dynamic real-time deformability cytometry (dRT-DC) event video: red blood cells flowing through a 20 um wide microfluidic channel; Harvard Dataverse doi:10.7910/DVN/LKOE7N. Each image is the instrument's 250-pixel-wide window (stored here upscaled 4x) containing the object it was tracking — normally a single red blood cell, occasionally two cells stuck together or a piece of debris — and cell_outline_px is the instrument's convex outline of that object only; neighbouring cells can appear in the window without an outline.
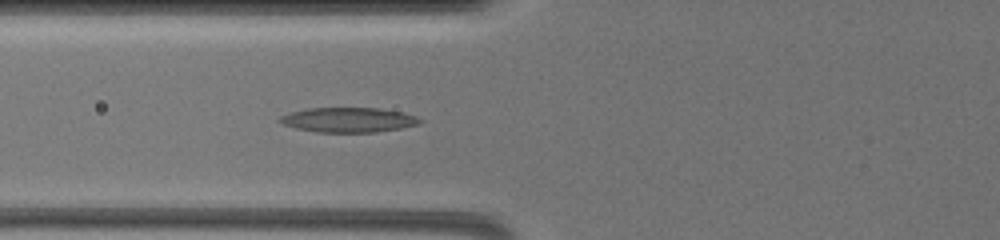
{"species": "common noctule bat (a hibernating species)", "species_latin": "Nyctalus noctula", "temperature_condition": "warm", "stored_images_in_passage": 33, "camera_frame_rate_fps": 3000, "um_per_image_px": 0.085, "animal": {"sex": "female", "body_mass_g": 19.5, "forearm_length_mm": 54.1}, "frame": {"image": 1, "passage_image": 25, "time_ms": 9.333, "image_size_px": [1000, 240], "cell_outline_px": [[424, 120], [416, 124], [400, 128], [376, 132], [316, 132], [296, 128], [284, 124], [276, 120], [280, 116], [292, 112], [308, 108], [380, 108], [404, 112], [416, 116]], "centroid_in_image_um": [29.62, 10.18], "position_along_channel_um": 96.2, "area_um2": 20.17}}
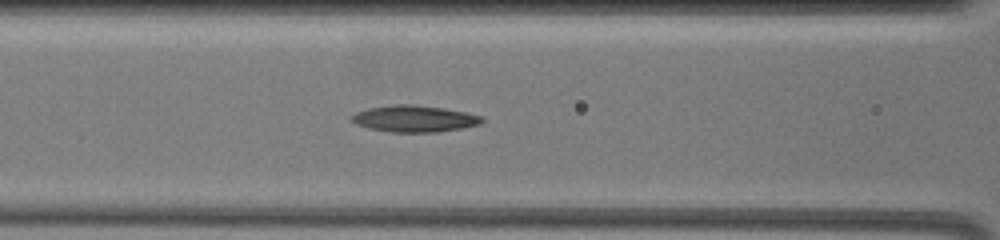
{"frame": {"image": 2, "passage_image": 28, "time_ms": 10.333, "image_size_px": [1000, 240], "cell_outline_px": [[484, 120], [480, 124], [464, 128], [436, 132], [392, 132], [368, 128], [356, 124], [348, 120], [356, 112], [368, 108], [396, 104], [412, 104], [444, 108], [468, 112], [480, 116]], "centroid_in_image_um": [35.22, 10.09], "position_along_channel_um": 131.4, "area_um2": 20.29}}
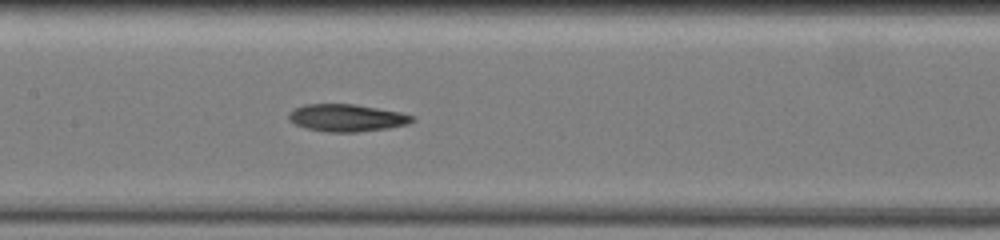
{"frame": {"image": 3, "passage_image": 31, "time_ms": 11.667, "image_size_px": [1000, 240], "cell_outline_px": [[416, 120], [408, 124], [388, 128], [356, 132], [324, 132], [304, 128], [288, 120], [288, 112], [304, 104], [352, 104], [400, 112], [416, 116]], "centroid_in_image_um": [29.47, 10.02], "position_along_channel_um": 177.9, "area_um2": 19.77}}